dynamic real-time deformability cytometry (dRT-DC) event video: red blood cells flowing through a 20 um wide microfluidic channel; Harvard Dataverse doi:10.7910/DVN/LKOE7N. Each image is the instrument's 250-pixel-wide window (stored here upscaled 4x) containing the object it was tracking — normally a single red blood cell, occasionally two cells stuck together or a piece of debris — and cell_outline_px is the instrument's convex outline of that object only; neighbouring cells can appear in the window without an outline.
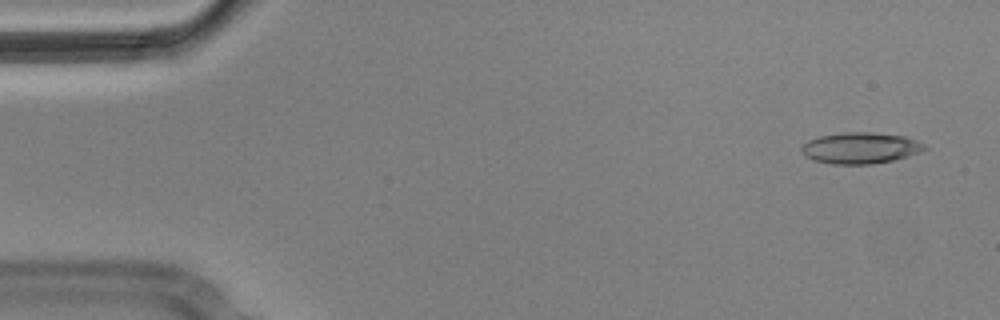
{"species": "Egyptian fruit bat (a non-hibernating species)", "species_latin": "Rousettus aegyptiacus", "temperature_condition": "cold", "stored_images_in_passage": 4, "camera_frame_rate_fps": 3000, "um_per_image_px": 0.085, "animal": {"sex": "male"}, "frame": {"image": 1, "passage_image": 1, "time_ms": 0.0, "image_size_px": [1000, 320], "cell_outline_px": [[928, 148], [920, 152], [908, 156], [892, 160], [872, 164], [832, 164], [812, 160], [804, 156], [800, 152], [800, 148], [808, 140], [820, 136], [844, 132], [872, 132], [904, 136], [916, 140], [924, 144]], "centroid_in_image_um": [73.11, 12.58], "position_along_channel_um": 11.9, "area_um2": 22.48}}
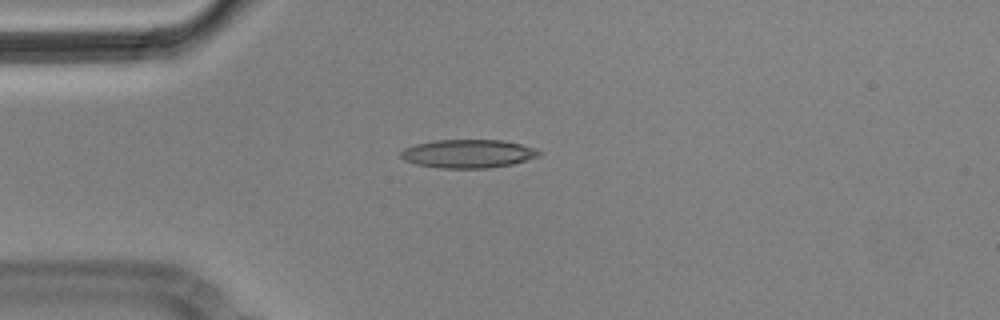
{"frame": {"image": 2, "passage_image": 3, "time_ms": 0.667, "image_size_px": [1000, 320], "cell_outline_px": [[544, 152], [540, 156], [512, 164], [488, 168], [440, 168], [416, 164], [404, 160], [400, 156], [400, 152], [404, 148], [416, 144], [436, 140], [504, 140], [520, 144]], "centroid_in_image_um": [39.79, 13.06], "position_along_channel_um": 45.2, "area_um2": 22.89}}
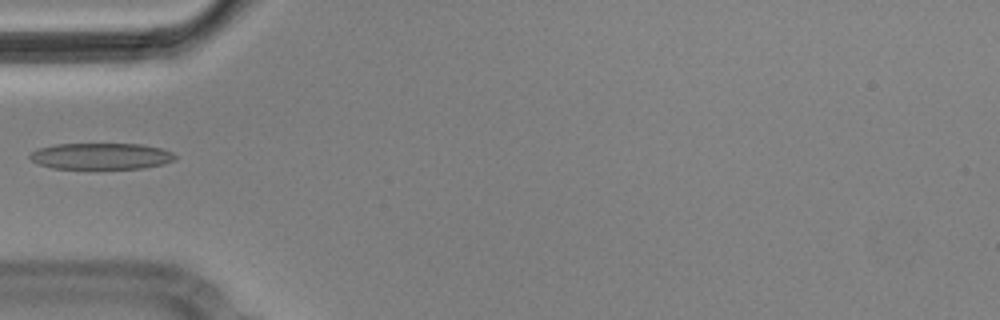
{"frame": {"image": 3, "passage_image": 4, "time_ms": 1.0, "image_size_px": [1000, 320], "cell_outline_px": [[176, 160], [164, 164], [144, 168], [52, 168], [36, 164], [28, 156], [32, 152], [40, 148], [56, 144], [140, 144], [160, 148], [172, 152], [176, 156]], "centroid_in_image_um": [8.6, 13.27], "position_along_channel_um": 76.4, "area_um2": 22.2}}